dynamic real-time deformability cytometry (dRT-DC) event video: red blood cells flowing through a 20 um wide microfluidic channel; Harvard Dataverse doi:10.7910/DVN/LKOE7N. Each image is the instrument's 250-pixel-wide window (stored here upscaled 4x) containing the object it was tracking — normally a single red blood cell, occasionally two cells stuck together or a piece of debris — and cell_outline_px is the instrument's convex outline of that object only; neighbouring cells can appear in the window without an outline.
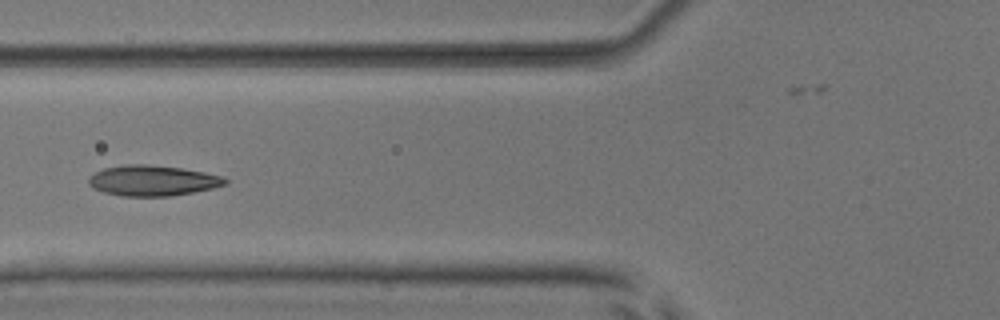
{"species": "common noctule bat (a hibernating species)", "species_latin": "Nyctalus noctula", "temperature_condition": "room temperature", "stored_images_in_passage": 8, "camera_frame_rate_fps": 3000, "um_per_image_px": 0.085, "animal": {"sex": "male", "body_mass_g": 17.9, "forearm_length_mm": 54.2}, "frame": {"image": 1, "passage_image": 6, "time_ms": 6.667, "image_size_px": [1000, 320], "cell_outline_px": [[228, 184], [212, 188], [192, 192], [168, 196], [124, 196], [104, 192], [92, 188], [88, 184], [88, 176], [104, 168], [124, 164], [148, 164], [180, 168], [204, 172], [220, 176], [228, 180]], "centroid_in_image_um": [12.93, 15.34], "position_along_channel_um": 112.9, "area_um2": 24.22}}
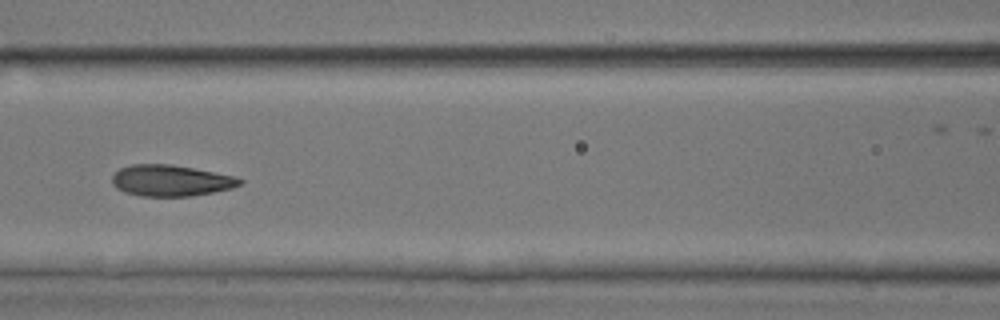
{"frame": {"image": 2, "passage_image": 7, "time_ms": 7.667, "image_size_px": [1000, 320], "cell_outline_px": [[244, 180], [240, 184], [232, 188], [212, 192], [188, 196], [140, 196], [124, 192], [116, 188], [112, 184], [112, 176], [120, 168], [132, 164], [168, 164], [192, 168], [232, 176]], "centroid_in_image_um": [14.46, 15.35], "position_along_channel_um": 152.1, "area_um2": 22.95}}